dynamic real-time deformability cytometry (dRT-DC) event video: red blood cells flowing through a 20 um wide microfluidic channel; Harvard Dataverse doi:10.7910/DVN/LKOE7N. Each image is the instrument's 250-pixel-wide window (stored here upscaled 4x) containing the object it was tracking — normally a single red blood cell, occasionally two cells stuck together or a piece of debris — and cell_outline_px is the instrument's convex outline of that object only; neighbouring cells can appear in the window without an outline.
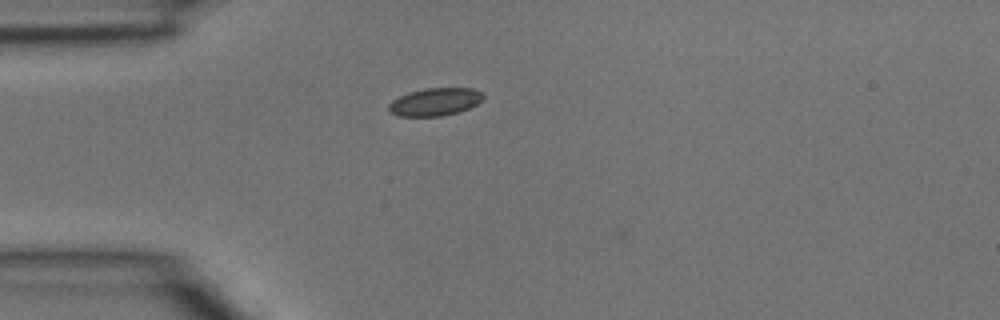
{"species": "common noctule bat (a hibernating species)", "species_latin": "Nyctalus noctula", "temperature_condition": "room temperature", "stored_images_in_passage": 1, "camera_frame_rate_fps": 3000, "um_per_image_px": 0.085, "animal": {"sex": "male", "body_mass_g": 15.6}, "frame": {"image": 1, "passage_image": 1, "time_ms": 0.0, "image_size_px": [1000, 320], "cell_outline_px": [[484, 100], [460, 112], [440, 116], [400, 116], [392, 112], [388, 108], [388, 104], [392, 100], [408, 92], [424, 88], [472, 88], [480, 92], [484, 96]], "centroid_in_image_um": [36.99, 8.65], "position_along_channel_um": 48.0, "area_um2": 15.26}}